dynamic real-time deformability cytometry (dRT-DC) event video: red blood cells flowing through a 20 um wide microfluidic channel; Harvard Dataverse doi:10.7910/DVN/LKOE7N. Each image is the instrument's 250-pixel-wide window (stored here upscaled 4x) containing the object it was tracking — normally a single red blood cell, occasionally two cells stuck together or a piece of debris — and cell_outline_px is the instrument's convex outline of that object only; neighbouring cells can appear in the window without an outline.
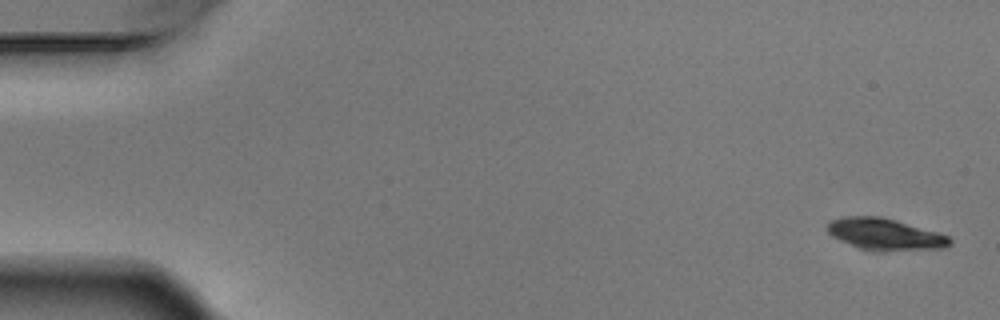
{"species": "Egyptian fruit bat (a non-hibernating species)", "species_latin": "Rousettus aegyptiacus", "temperature_condition": "warm", "stored_images_in_passage": 4, "camera_frame_rate_fps": 3000, "um_per_image_px": 0.085, "animal": {"sex": "male"}, "frame": {"image": 1, "passage_image": 1, "time_ms": 0.0, "image_size_px": [1000, 320], "cell_outline_px": [[952, 244], [944, 248], [860, 248], [840, 240], [832, 236], [828, 232], [828, 224], [832, 220], [844, 216], [884, 216], [936, 232], [948, 236], [952, 240]], "centroid_in_image_um": [75.21, 19.84], "position_along_channel_um": 9.8, "area_um2": 21.44}}
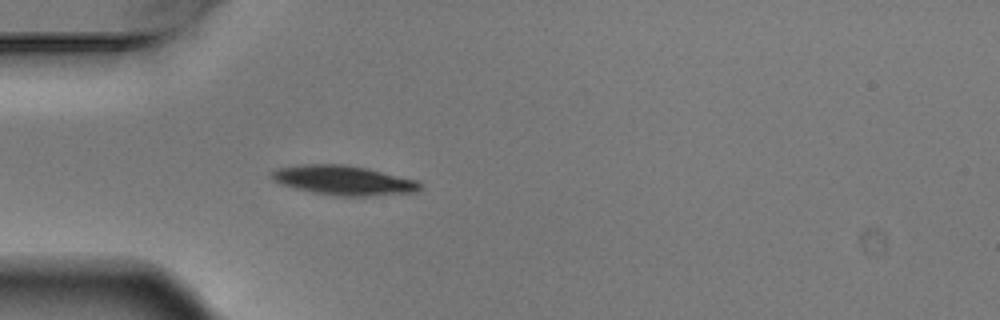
{"frame": {"image": 2, "passage_image": 4, "time_ms": 1.0, "image_size_px": [1000, 320], "cell_outline_px": [[424, 184], [416, 192], [372, 196], [332, 196], [312, 192], [280, 184], [272, 180], [268, 172], [280, 168], [304, 164], [344, 164], [364, 168], [416, 180]], "centroid_in_image_um": [29.17, 15.34], "position_along_channel_um": 55.8, "area_um2": 25.49}}